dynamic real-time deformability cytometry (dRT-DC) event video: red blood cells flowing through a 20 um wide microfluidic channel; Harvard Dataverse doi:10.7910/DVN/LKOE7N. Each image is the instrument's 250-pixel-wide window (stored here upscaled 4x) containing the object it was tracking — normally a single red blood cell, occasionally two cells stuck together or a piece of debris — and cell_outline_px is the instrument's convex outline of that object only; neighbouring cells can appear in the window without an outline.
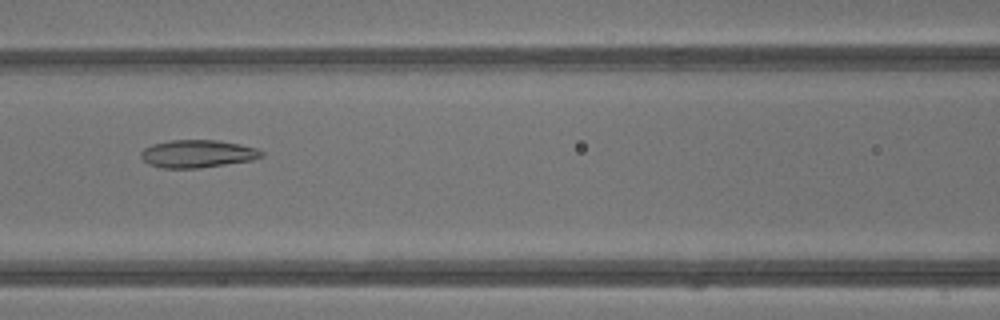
{"species": "common noctule bat (a hibernating species)", "species_latin": "Nyctalus noctula", "temperature_condition": "warm", "stored_images_in_passage": 39, "camera_frame_rate_fps": 3000, "um_per_image_px": 0.085, "animal": {"sex": "male", "body_mass_g": 13.3}, "frame": {"image": 1, "passage_image": 19, "time_ms": 6.0, "image_size_px": [1000, 320], "cell_outline_px": [[264, 156], [252, 160], [200, 168], [164, 168], [148, 164], [140, 156], [140, 152], [144, 148], [152, 144], [172, 140], [220, 140], [240, 144], [256, 148], [264, 152]], "centroid_in_image_um": [16.8, 13.06], "position_along_channel_um": 149.8, "area_um2": 19.54}}
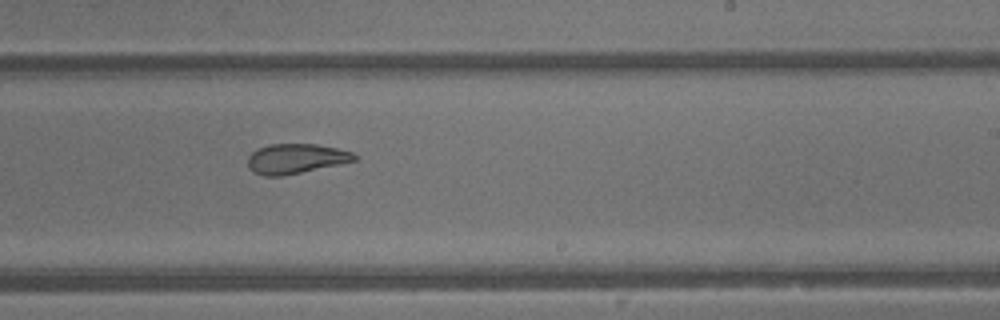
{"frame": {"image": 2, "passage_image": 26, "time_ms": 8.333, "image_size_px": [1000, 320], "cell_outline_px": [[356, 160], [300, 172], [280, 176], [264, 176], [252, 172], [248, 168], [248, 156], [256, 148], [268, 144], [316, 144], [336, 148], [352, 152], [356, 156]], "centroid_in_image_um": [25.07, 13.48], "position_along_channel_um": 263.9, "area_um2": 18.38}}
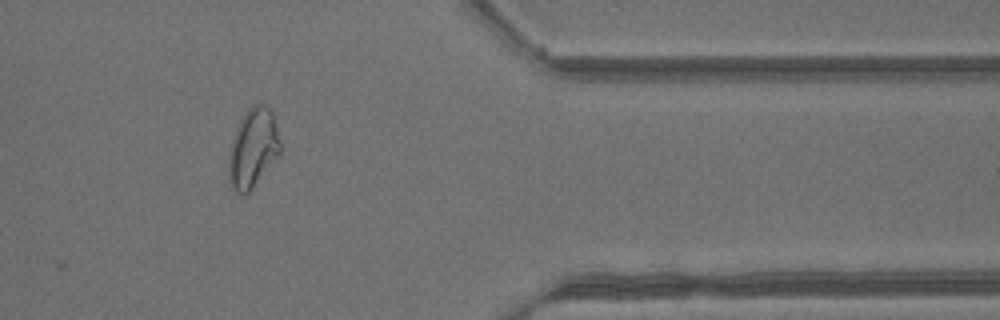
{"frame": {"image": 3, "passage_image": 35, "time_ms": 11.333, "image_size_px": [1000, 320], "cell_outline_px": [[280, 152], [252, 188], [244, 196], [240, 196], [232, 188], [228, 180], [228, 156], [232, 140], [236, 128], [240, 120], [248, 108], [252, 104], [264, 104], [272, 112], [276, 124], [280, 144]], "centroid_in_image_um": [21.46, 12.6], "position_along_channel_um": 389.9, "area_um2": 23.64}, "authors_computed_cell_mechanics": {"area_um2": 21.964, "velocity_mm_per_s": 4.9019, "shape_relaxation_time_tau1_ms": null, "shape_relaxation_time_tau2_ms": 1.845, "deformation_change_tau1": null, "deformation_change_tau2": 0.0798}}